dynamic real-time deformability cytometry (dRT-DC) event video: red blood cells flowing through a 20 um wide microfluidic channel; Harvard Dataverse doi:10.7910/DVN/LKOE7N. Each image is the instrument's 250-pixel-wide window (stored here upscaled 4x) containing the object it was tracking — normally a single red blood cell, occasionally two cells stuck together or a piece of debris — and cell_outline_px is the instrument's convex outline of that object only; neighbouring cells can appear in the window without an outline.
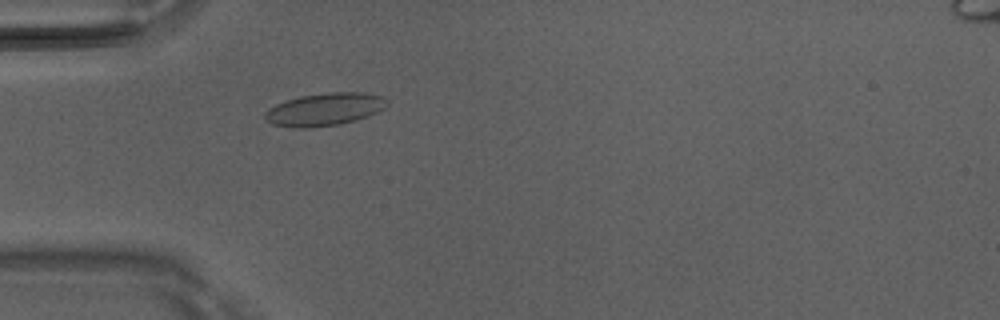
{"species": "Egyptian fruit bat (a non-hibernating species)", "species_latin": "Rousettus aegyptiacus", "temperature_condition": "room temperature", "stored_images_in_passage": 4, "camera_frame_rate_fps": 3000, "um_per_image_px": 0.085, "animal": {"sex": "male"}, "frame": {"image": 1, "passage_image": 4, "time_ms": 1.0, "image_size_px": [1000, 320], "cell_outline_px": [[388, 104], [384, 108], [368, 116], [356, 120], [340, 124], [308, 128], [296, 128], [272, 124], [264, 120], [264, 112], [276, 104], [284, 100], [300, 96], [328, 92], [360, 92], [384, 96], [388, 100]], "centroid_in_image_um": [27.58, 9.29], "position_along_channel_um": 57.4, "area_um2": 23.47}}